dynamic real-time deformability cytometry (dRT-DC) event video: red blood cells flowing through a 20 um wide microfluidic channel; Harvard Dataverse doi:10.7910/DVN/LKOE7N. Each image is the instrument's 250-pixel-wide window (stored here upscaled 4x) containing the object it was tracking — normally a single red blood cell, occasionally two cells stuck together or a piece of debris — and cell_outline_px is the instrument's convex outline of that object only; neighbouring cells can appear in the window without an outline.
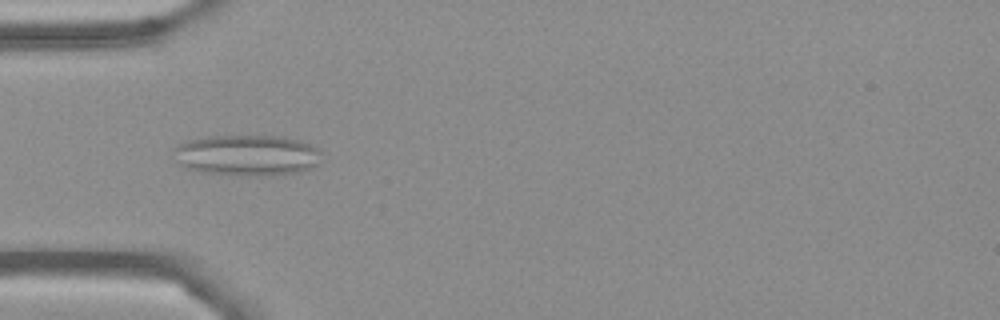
{"species": "Egyptian fruit bat (a non-hibernating species)", "species_latin": "Rousettus aegyptiacus", "temperature_condition": "cold", "stored_images_in_passage": 50, "segment_of_instrument_passage": [1, 2], "camera_frame_rate_fps": 3000, "um_per_image_px": 0.085, "frame": {"image": 1, "passage_image": 12, "time_ms": 3.667, "image_size_px": [1000, 320], "cell_outline_px": [[320, 164], [312, 168], [296, 172], [256, 176], [244, 176], [200, 172], [184, 168], [176, 160], [172, 148], [188, 140], [208, 136], [284, 136], [300, 140], [320, 148]], "centroid_in_image_um": [21.0, 13.19], "position_along_channel_um": 64.0, "area_um2": 35.66}}